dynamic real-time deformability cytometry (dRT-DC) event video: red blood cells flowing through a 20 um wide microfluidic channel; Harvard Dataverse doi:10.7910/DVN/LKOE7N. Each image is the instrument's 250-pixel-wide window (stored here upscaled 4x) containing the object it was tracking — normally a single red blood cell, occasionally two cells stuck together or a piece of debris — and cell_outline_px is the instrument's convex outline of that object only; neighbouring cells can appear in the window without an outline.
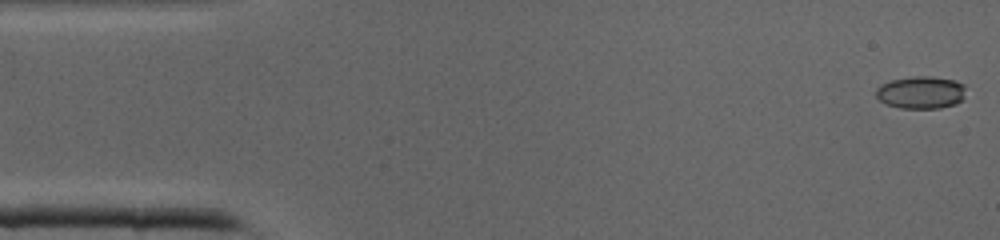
{"species": "common noctule bat (a hibernating species)", "species_latin": "Nyctalus noctula", "temperature_condition": "cold", "stored_images_in_passage": 39, "camera_frame_rate_fps": 3000, "um_per_image_px": 0.085, "animal": {"sex": "male", "body_mass_g": 19.0, "forearm_length_mm": 50.8}, "frame": {"image": 1, "passage_image": 1, "time_ms": 0.0, "image_size_px": [1000, 240], "cell_outline_px": [[964, 96], [956, 104], [940, 108], [900, 108], [888, 104], [880, 100], [876, 96], [876, 88], [880, 84], [892, 80], [916, 76], [932, 76], [956, 80], [964, 84]], "centroid_in_image_um": [78.29, 7.85], "position_along_channel_um": 6.7, "area_um2": 16.99}}
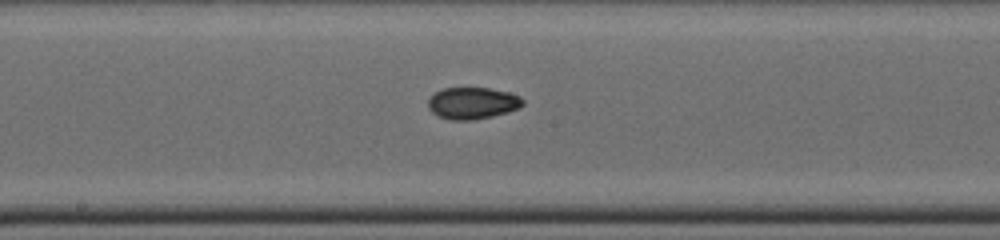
{"frame": {"image": 2, "passage_image": 21, "time_ms": 6.667, "image_size_px": [1000, 240], "cell_outline_px": [[524, 104], [508, 112], [492, 116], [472, 120], [452, 120], [440, 116], [432, 112], [428, 108], [428, 100], [436, 92], [444, 88], [488, 88], [508, 92], [520, 96], [524, 100]], "centroid_in_image_um": [40.17, 8.76], "position_along_channel_um": 208.0, "area_um2": 17.34}}
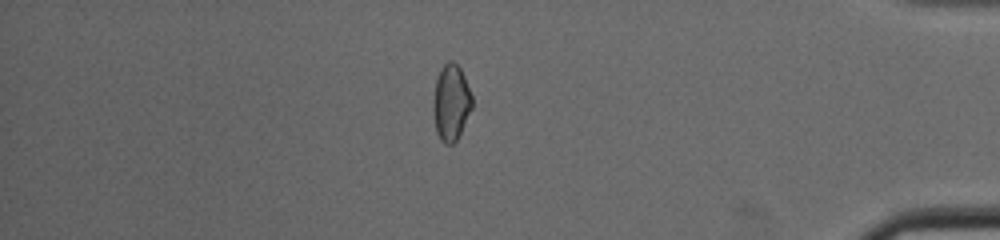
{"frame": {"image": 3, "passage_image": 35, "time_ms": 11.333, "image_size_px": [1000, 240], "cell_outline_px": [[472, 108], [456, 140], [452, 144], [444, 144], [440, 140], [436, 132], [432, 108], [432, 104], [436, 80], [440, 68], [448, 60], [452, 60], [460, 68], [464, 76], [472, 96]], "centroid_in_image_um": [38.32, 8.71], "position_along_channel_um": 396.9, "area_um2": 17.28}}